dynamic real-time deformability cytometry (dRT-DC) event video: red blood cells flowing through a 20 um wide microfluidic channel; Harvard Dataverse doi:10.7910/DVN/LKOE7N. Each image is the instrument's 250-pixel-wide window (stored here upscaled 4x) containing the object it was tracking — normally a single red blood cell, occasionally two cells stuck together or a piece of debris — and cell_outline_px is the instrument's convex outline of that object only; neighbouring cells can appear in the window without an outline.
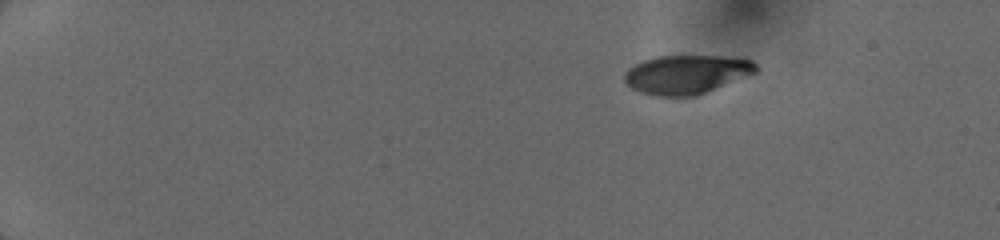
{"species": "human", "species_latin": "Homo sapiens", "temperature_condition": "cold", "stored_images_in_passage": 17, "camera_frame_rate_fps": 3000, "um_per_image_px": 0.085, "donor": {"sex": "female"}, "frame": {"image": 1, "passage_image": 1, "time_ms": 0.0, "image_size_px": [1000, 240], "cell_outline_px": [[760, 68], [756, 72], [696, 96], [656, 96], [640, 92], [632, 88], [624, 80], [624, 72], [628, 68], [644, 60], [656, 56], [724, 56], [752, 60]], "centroid_in_image_um": [58.34, 6.32], "position_along_channel_um": 26.7, "area_um2": 29.71}}
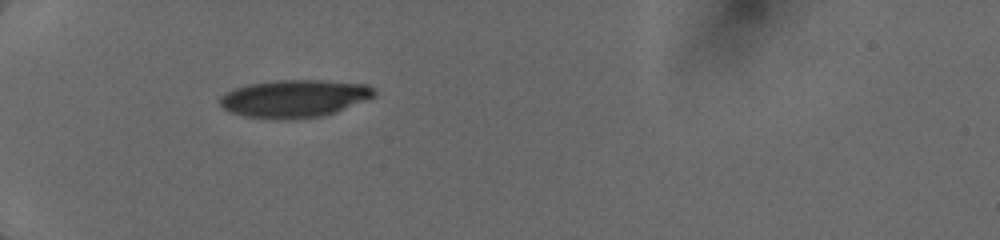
{"frame": {"image": 2, "passage_image": 10, "time_ms": 3.333, "image_size_px": [1000, 240], "cell_outline_px": [[376, 96], [336, 112], [324, 116], [292, 120], [244, 116], [228, 112], [220, 104], [220, 96], [224, 92], [248, 84], [276, 80], [324, 80], [368, 84], [376, 92]], "centroid_in_image_um": [25.03, 8.37], "position_along_channel_um": 60.0, "area_um2": 34.1}}
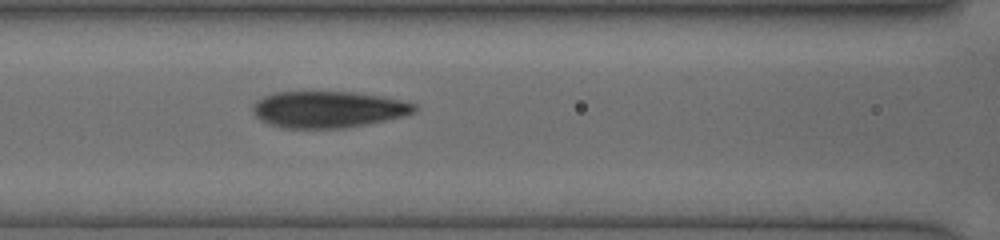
{"frame": {"image": 3, "passage_image": 17, "time_ms": 5.667, "image_size_px": [1000, 240], "cell_outline_px": [[416, 112], [404, 116], [368, 124], [344, 128], [280, 128], [268, 124], [256, 116], [252, 112], [252, 108], [256, 100], [264, 96], [276, 92], [352, 92], [384, 96], [416, 104]], "centroid_in_image_um": [27.89, 9.3], "position_along_channel_um": 138.7, "area_um2": 34.56}}